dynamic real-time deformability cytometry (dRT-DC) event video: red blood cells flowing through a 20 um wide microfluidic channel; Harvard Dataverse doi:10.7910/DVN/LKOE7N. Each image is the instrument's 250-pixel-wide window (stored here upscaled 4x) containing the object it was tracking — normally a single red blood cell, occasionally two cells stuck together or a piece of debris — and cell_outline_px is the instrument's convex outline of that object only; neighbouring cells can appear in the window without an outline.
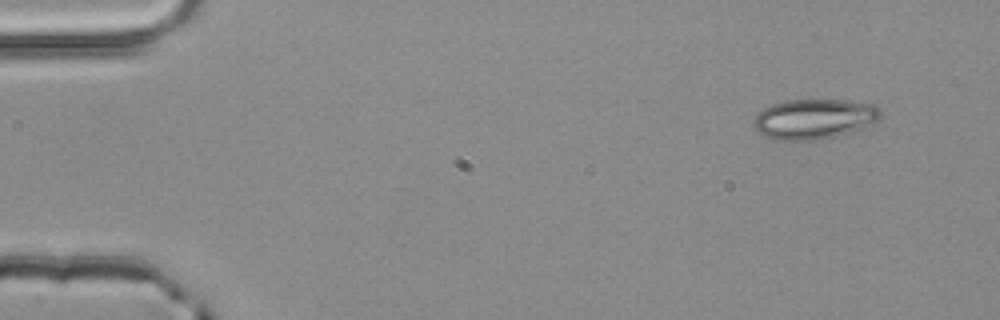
{"species": "common noctule bat (a hibernating species)", "species_latin": "Nyctalus noctula", "temperature_condition": "room temperature", "stored_images_in_passage": 3, "camera_frame_rate_fps": 3000, "um_per_image_px": 0.085, "animal": {"sex": "male", "body_mass_g": 20.4}, "frame": {"image": 1, "passage_image": 3, "time_ms": 0.667, "image_size_px": [1000, 320], "cell_outline_px": [[884, 112], [872, 124], [864, 128], [832, 136], [812, 140], [780, 140], [764, 136], [752, 124], [756, 112], [772, 104], [784, 100], [848, 100], [876, 104]], "centroid_in_image_um": [69.21, 10.08], "position_along_channel_um": 15.8, "area_um2": 29.71}}